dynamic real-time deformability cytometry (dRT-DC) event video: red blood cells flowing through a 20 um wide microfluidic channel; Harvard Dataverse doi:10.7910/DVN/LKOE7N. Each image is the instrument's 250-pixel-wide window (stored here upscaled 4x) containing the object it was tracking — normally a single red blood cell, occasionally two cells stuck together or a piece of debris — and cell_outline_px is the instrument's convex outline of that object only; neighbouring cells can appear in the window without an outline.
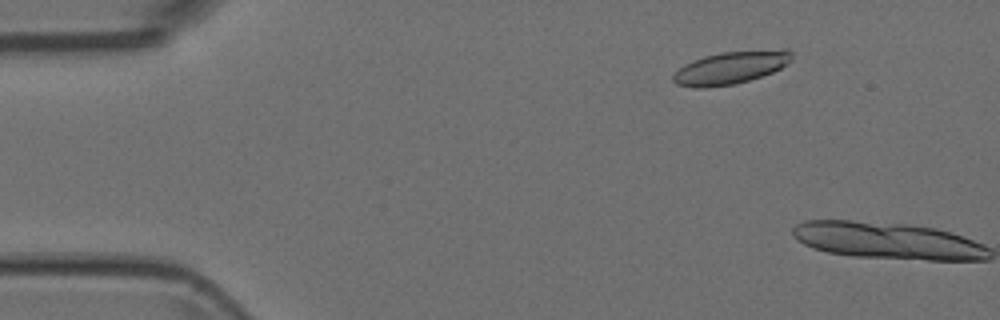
{"species": "Egyptian fruit bat (a non-hibernating species)", "species_latin": "Rousettus aegyptiacus", "temperature_condition": "room temperature", "stored_images_in_passage": 4, "camera_frame_rate_fps": 3000, "um_per_image_px": 0.085, "animal": {"sex": "female"}, "frame": {"image": 1, "passage_image": 3, "time_ms": 0.667, "image_size_px": [1000, 320], "cell_outline_px": [[792, 60], [780, 68], [772, 72], [736, 84], [704, 88], [696, 88], [676, 84], [672, 80], [672, 76], [684, 64], [692, 60], [704, 56], [720, 52], [784, 48], [788, 48], [792, 52]], "centroid_in_image_um": [62.12, 5.73], "position_along_channel_um": 22.9, "area_um2": 22.77}}